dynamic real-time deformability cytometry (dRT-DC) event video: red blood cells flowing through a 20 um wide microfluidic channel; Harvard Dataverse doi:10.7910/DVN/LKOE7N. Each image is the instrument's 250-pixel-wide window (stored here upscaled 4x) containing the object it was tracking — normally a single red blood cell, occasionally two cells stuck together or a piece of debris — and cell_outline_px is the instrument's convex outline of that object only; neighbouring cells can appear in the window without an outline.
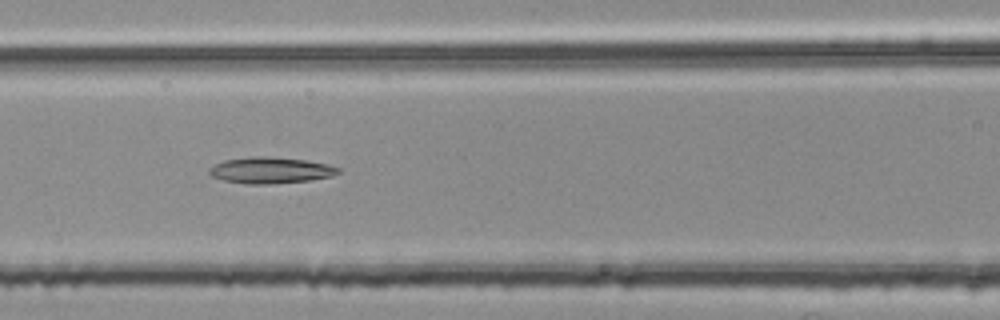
{"species": "common noctule bat (a hibernating species)", "species_latin": "Nyctalus noctula", "temperature_condition": "room temperature", "stored_images_in_passage": 41, "camera_frame_rate_fps": 3000, "um_per_image_px": 0.085, "animal": {"sex": "female", "body_mass_g": 25.1}, "frame": {"image": 1, "passage_image": 10, "time_ms": 3.0, "image_size_px": [1000, 320], "cell_outline_px": [[340, 172], [332, 176], [308, 180], [276, 184], [244, 184], [224, 180], [212, 176], [208, 172], [208, 168], [224, 160], [252, 156], [260, 156], [304, 160], [328, 164], [340, 168]], "centroid_in_image_um": [22.98, 14.48], "position_along_channel_um": 143.6, "area_um2": 19.65}}
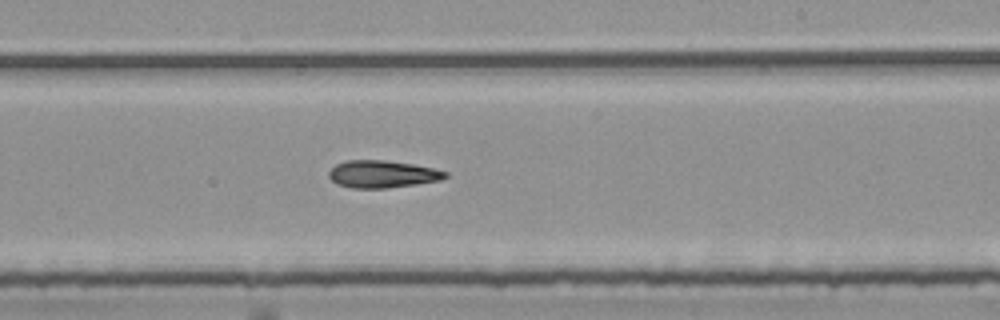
{"frame": {"image": 2, "passage_image": 19, "time_ms": 6.0, "image_size_px": [1000, 320], "cell_outline_px": [[448, 176], [440, 180], [416, 184], [388, 188], [352, 188], [336, 184], [328, 176], [328, 172], [336, 164], [344, 160], [384, 160], [412, 164], [432, 168], [448, 172]], "centroid_in_image_um": [32.47, 14.8], "position_along_channel_um": 256.5, "area_um2": 18.55}}
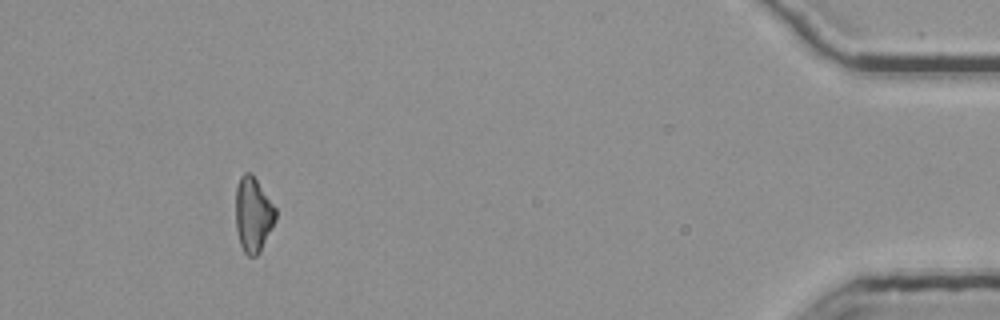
{"frame": {"image": 3, "passage_image": 37, "time_ms": 12.0, "image_size_px": [1000, 320], "cell_outline_px": [[276, 220], [260, 252], [256, 256], [248, 256], [244, 252], [240, 244], [236, 228], [236, 188], [240, 176], [244, 172], [248, 172], [256, 180], [276, 208]], "centroid_in_image_um": [21.51, 18.26], "position_along_channel_um": 413.7, "area_um2": 17.28}}